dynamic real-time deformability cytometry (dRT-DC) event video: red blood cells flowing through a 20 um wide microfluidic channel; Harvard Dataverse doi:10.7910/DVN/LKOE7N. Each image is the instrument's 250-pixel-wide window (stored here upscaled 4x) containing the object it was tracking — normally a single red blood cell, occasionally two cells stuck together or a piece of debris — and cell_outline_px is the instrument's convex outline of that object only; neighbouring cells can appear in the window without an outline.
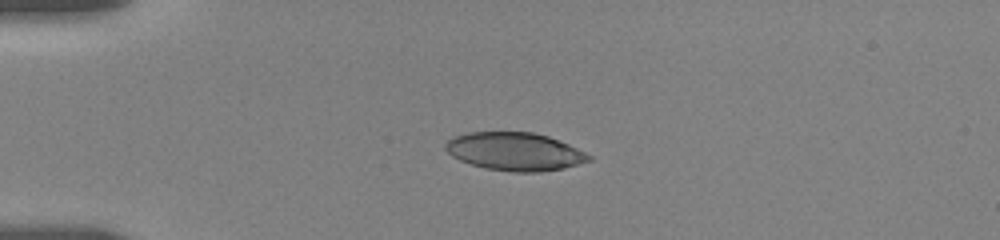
{"species": "human", "species_latin": "Homo sapiens", "temperature_condition": "room temperature", "stored_images_in_passage": 11, "camera_frame_rate_fps": 3000, "um_per_image_px": 0.085, "donor": {"sex": "female"}, "frame": {"image": 1, "passage_image": 10, "time_ms": 4.333, "image_size_px": [1000, 240], "cell_outline_px": [[592, 160], [564, 168], [540, 172], [516, 172], [484, 168], [460, 160], [452, 156], [444, 148], [444, 144], [452, 136], [468, 132], [532, 132], [548, 136], [568, 144], [592, 156]], "centroid_in_image_um": [43.74, 12.88], "position_along_channel_um": 41.3, "area_um2": 31.79}}